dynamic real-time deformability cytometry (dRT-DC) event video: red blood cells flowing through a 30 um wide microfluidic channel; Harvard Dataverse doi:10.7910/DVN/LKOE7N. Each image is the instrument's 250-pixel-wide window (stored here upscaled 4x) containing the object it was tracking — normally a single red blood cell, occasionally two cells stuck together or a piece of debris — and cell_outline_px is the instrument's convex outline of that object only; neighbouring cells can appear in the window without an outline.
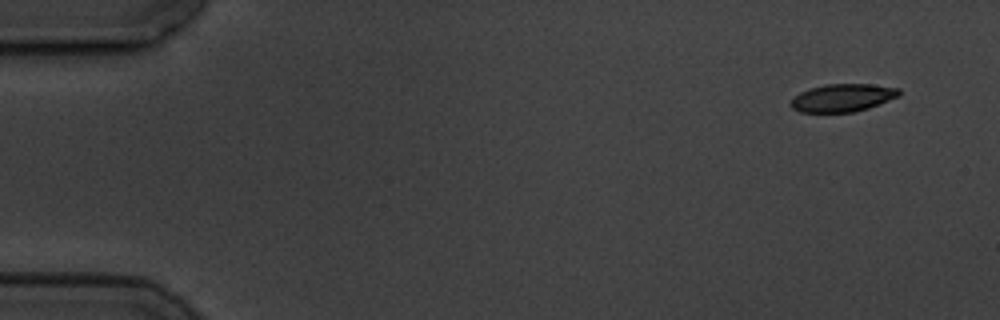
{"species": "common noctule bat (a hibernating species)", "species_latin": "Nyctalus noctula", "temperature_condition": "cold", "stored_images_in_passage": 2, "camera_frame_rate_fps": 3000, "um_per_image_px": 0.085, "animal": {"sex": "male", "body_mass_g": 19.5, "forearm_length_mm": 54.6}, "frame": {"image": 1, "passage_image": 1, "time_ms": 0.0, "image_size_px": [1000, 320], "cell_outline_px": [[900, 96], [868, 108], [852, 112], [800, 112], [792, 108], [788, 104], [800, 92], [808, 88], [824, 84], [872, 84], [900, 88]], "centroid_in_image_um": [71.62, 8.3], "position_along_channel_um": 13.4, "area_um2": 17.63}}